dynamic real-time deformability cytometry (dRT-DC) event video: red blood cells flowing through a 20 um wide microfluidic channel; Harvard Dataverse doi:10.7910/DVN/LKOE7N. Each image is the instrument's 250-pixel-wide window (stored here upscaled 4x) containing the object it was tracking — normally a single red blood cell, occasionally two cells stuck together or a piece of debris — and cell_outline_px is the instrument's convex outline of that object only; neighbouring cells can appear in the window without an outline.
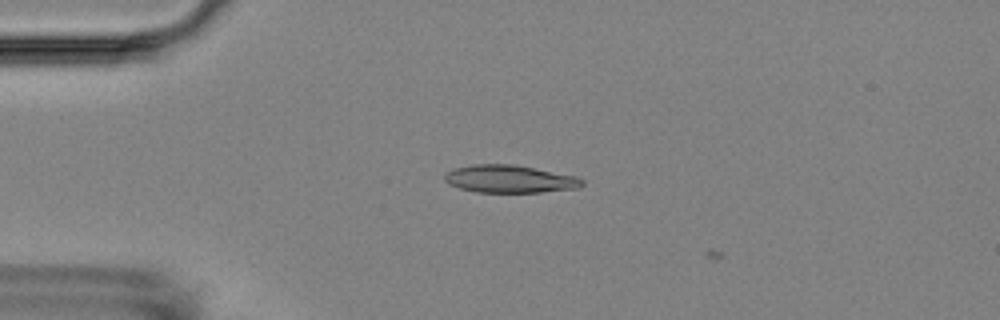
{"species": "Egyptian fruit bat (a non-hibernating species)", "species_latin": "Rousettus aegyptiacus", "temperature_condition": "room temperature", "stored_images_in_passage": 3, "camera_frame_rate_fps": 3000, "um_per_image_px": 0.085, "animal": {"sex": "female"}, "frame": {"image": 1, "passage_image": 2, "time_ms": 1.0, "image_size_px": [1000, 320], "cell_outline_px": [[584, 184], [580, 188], [540, 192], [476, 192], [460, 188], [448, 184], [444, 180], [444, 176], [448, 172], [456, 168], [472, 164], [516, 164], [576, 176], [584, 180]], "centroid_in_image_um": [43.35, 15.21], "position_along_channel_um": 41.7, "area_um2": 22.25}}